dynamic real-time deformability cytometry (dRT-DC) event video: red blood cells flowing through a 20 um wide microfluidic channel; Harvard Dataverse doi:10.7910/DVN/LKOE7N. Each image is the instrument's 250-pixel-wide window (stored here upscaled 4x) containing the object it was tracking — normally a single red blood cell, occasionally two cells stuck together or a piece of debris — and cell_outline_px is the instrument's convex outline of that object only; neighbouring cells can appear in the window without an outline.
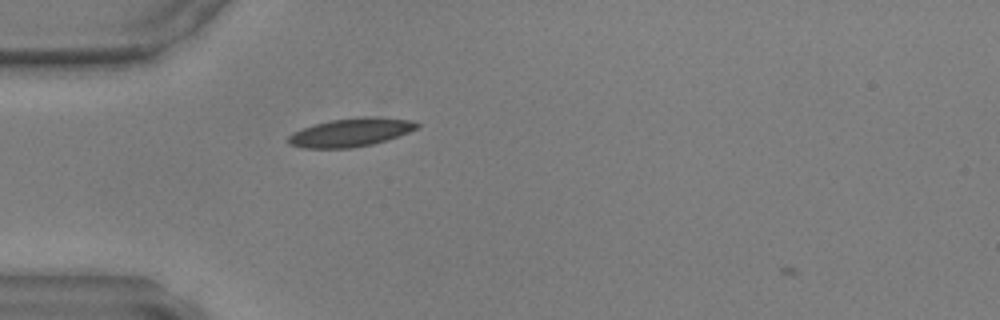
{"species": "common noctule bat (a hibernating species)", "species_latin": "Nyctalus noctula", "temperature_condition": "warm", "stored_images_in_passage": 8, "camera_frame_rate_fps": 3000, "um_per_image_px": 0.085, "animal": {"sex": "male", "body_mass_g": 17.9, "forearm_length_mm": 54.2}, "frame": {"image": 1, "passage_image": 7, "time_ms": 2.0, "image_size_px": [1000, 320], "cell_outline_px": [[420, 124], [416, 128], [408, 132], [388, 140], [372, 144], [352, 148], [304, 148], [288, 144], [288, 136], [292, 132], [316, 124], [332, 120], [360, 116], [380, 116], [408, 120]], "centroid_in_image_um": [29.81, 11.25], "position_along_channel_um": 55.2, "area_um2": 21.27}}